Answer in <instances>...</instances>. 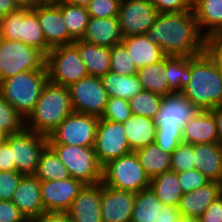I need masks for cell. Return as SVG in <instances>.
I'll return each instance as SVG.
<instances>
[{"instance_id": "obj_1", "label": "cell", "mask_w": 222, "mask_h": 222, "mask_svg": "<svg viewBox=\"0 0 222 222\" xmlns=\"http://www.w3.org/2000/svg\"><path fill=\"white\" fill-rule=\"evenodd\" d=\"M147 35L166 56H196L205 52L206 37L193 11L158 13Z\"/></svg>"}, {"instance_id": "obj_2", "label": "cell", "mask_w": 222, "mask_h": 222, "mask_svg": "<svg viewBox=\"0 0 222 222\" xmlns=\"http://www.w3.org/2000/svg\"><path fill=\"white\" fill-rule=\"evenodd\" d=\"M201 109L194 105L182 92L163 96L154 121L157 125L155 144L164 152L172 154L183 142L182 128Z\"/></svg>"}, {"instance_id": "obj_3", "label": "cell", "mask_w": 222, "mask_h": 222, "mask_svg": "<svg viewBox=\"0 0 222 222\" xmlns=\"http://www.w3.org/2000/svg\"><path fill=\"white\" fill-rule=\"evenodd\" d=\"M182 93L201 110L222 105V73L206 52L190 57V81Z\"/></svg>"}, {"instance_id": "obj_4", "label": "cell", "mask_w": 222, "mask_h": 222, "mask_svg": "<svg viewBox=\"0 0 222 222\" xmlns=\"http://www.w3.org/2000/svg\"><path fill=\"white\" fill-rule=\"evenodd\" d=\"M72 112L68 87L47 81L33 111L25 119V127L49 136Z\"/></svg>"}, {"instance_id": "obj_5", "label": "cell", "mask_w": 222, "mask_h": 222, "mask_svg": "<svg viewBox=\"0 0 222 222\" xmlns=\"http://www.w3.org/2000/svg\"><path fill=\"white\" fill-rule=\"evenodd\" d=\"M47 81V70L20 72L0 81V95L26 119L33 111Z\"/></svg>"}, {"instance_id": "obj_6", "label": "cell", "mask_w": 222, "mask_h": 222, "mask_svg": "<svg viewBox=\"0 0 222 222\" xmlns=\"http://www.w3.org/2000/svg\"><path fill=\"white\" fill-rule=\"evenodd\" d=\"M0 38L21 41L40 50L45 56L51 50L44 38L37 14L29 8H17L0 17Z\"/></svg>"}, {"instance_id": "obj_7", "label": "cell", "mask_w": 222, "mask_h": 222, "mask_svg": "<svg viewBox=\"0 0 222 222\" xmlns=\"http://www.w3.org/2000/svg\"><path fill=\"white\" fill-rule=\"evenodd\" d=\"M102 183L119 190L138 193L149 188L150 178L133 151L109 161L102 167Z\"/></svg>"}, {"instance_id": "obj_8", "label": "cell", "mask_w": 222, "mask_h": 222, "mask_svg": "<svg viewBox=\"0 0 222 222\" xmlns=\"http://www.w3.org/2000/svg\"><path fill=\"white\" fill-rule=\"evenodd\" d=\"M68 169L70 177L84 185L102 182V166L98 162L94 147L67 144H48Z\"/></svg>"}, {"instance_id": "obj_9", "label": "cell", "mask_w": 222, "mask_h": 222, "mask_svg": "<svg viewBox=\"0 0 222 222\" xmlns=\"http://www.w3.org/2000/svg\"><path fill=\"white\" fill-rule=\"evenodd\" d=\"M48 81L69 87L89 76L78 48L72 43L51 48L46 55Z\"/></svg>"}, {"instance_id": "obj_10", "label": "cell", "mask_w": 222, "mask_h": 222, "mask_svg": "<svg viewBox=\"0 0 222 222\" xmlns=\"http://www.w3.org/2000/svg\"><path fill=\"white\" fill-rule=\"evenodd\" d=\"M46 56L21 41L0 38V81L20 72L46 70Z\"/></svg>"}, {"instance_id": "obj_11", "label": "cell", "mask_w": 222, "mask_h": 222, "mask_svg": "<svg viewBox=\"0 0 222 222\" xmlns=\"http://www.w3.org/2000/svg\"><path fill=\"white\" fill-rule=\"evenodd\" d=\"M12 148L15 170L23 175H34L40 157L48 147V136L24 129L6 136L4 140Z\"/></svg>"}, {"instance_id": "obj_12", "label": "cell", "mask_w": 222, "mask_h": 222, "mask_svg": "<svg viewBox=\"0 0 222 222\" xmlns=\"http://www.w3.org/2000/svg\"><path fill=\"white\" fill-rule=\"evenodd\" d=\"M99 118L72 112L49 134L48 144L94 147Z\"/></svg>"}, {"instance_id": "obj_13", "label": "cell", "mask_w": 222, "mask_h": 222, "mask_svg": "<svg viewBox=\"0 0 222 222\" xmlns=\"http://www.w3.org/2000/svg\"><path fill=\"white\" fill-rule=\"evenodd\" d=\"M74 112L100 118L109 96L101 77L87 76L68 87Z\"/></svg>"}, {"instance_id": "obj_14", "label": "cell", "mask_w": 222, "mask_h": 222, "mask_svg": "<svg viewBox=\"0 0 222 222\" xmlns=\"http://www.w3.org/2000/svg\"><path fill=\"white\" fill-rule=\"evenodd\" d=\"M94 150L102 167L111 160L133 152L125 135L123 123L99 118Z\"/></svg>"}, {"instance_id": "obj_15", "label": "cell", "mask_w": 222, "mask_h": 222, "mask_svg": "<svg viewBox=\"0 0 222 222\" xmlns=\"http://www.w3.org/2000/svg\"><path fill=\"white\" fill-rule=\"evenodd\" d=\"M157 15L150 0H122L117 18L123 37L147 34Z\"/></svg>"}, {"instance_id": "obj_16", "label": "cell", "mask_w": 222, "mask_h": 222, "mask_svg": "<svg viewBox=\"0 0 222 222\" xmlns=\"http://www.w3.org/2000/svg\"><path fill=\"white\" fill-rule=\"evenodd\" d=\"M32 10L37 14L44 38L50 48L72 44L75 41L64 23L62 11L54 2L41 1Z\"/></svg>"}, {"instance_id": "obj_17", "label": "cell", "mask_w": 222, "mask_h": 222, "mask_svg": "<svg viewBox=\"0 0 222 222\" xmlns=\"http://www.w3.org/2000/svg\"><path fill=\"white\" fill-rule=\"evenodd\" d=\"M45 212H67L84 184L72 177L65 180L40 181Z\"/></svg>"}, {"instance_id": "obj_18", "label": "cell", "mask_w": 222, "mask_h": 222, "mask_svg": "<svg viewBox=\"0 0 222 222\" xmlns=\"http://www.w3.org/2000/svg\"><path fill=\"white\" fill-rule=\"evenodd\" d=\"M136 193L119 190L102 183V222H130Z\"/></svg>"}, {"instance_id": "obj_19", "label": "cell", "mask_w": 222, "mask_h": 222, "mask_svg": "<svg viewBox=\"0 0 222 222\" xmlns=\"http://www.w3.org/2000/svg\"><path fill=\"white\" fill-rule=\"evenodd\" d=\"M102 182L84 185L67 211L72 222H102Z\"/></svg>"}, {"instance_id": "obj_20", "label": "cell", "mask_w": 222, "mask_h": 222, "mask_svg": "<svg viewBox=\"0 0 222 222\" xmlns=\"http://www.w3.org/2000/svg\"><path fill=\"white\" fill-rule=\"evenodd\" d=\"M26 219H36L45 212L40 180L35 175H23L11 200Z\"/></svg>"}, {"instance_id": "obj_21", "label": "cell", "mask_w": 222, "mask_h": 222, "mask_svg": "<svg viewBox=\"0 0 222 222\" xmlns=\"http://www.w3.org/2000/svg\"><path fill=\"white\" fill-rule=\"evenodd\" d=\"M84 42L111 48L122 43L123 35L117 17H90L86 31L81 39Z\"/></svg>"}, {"instance_id": "obj_22", "label": "cell", "mask_w": 222, "mask_h": 222, "mask_svg": "<svg viewBox=\"0 0 222 222\" xmlns=\"http://www.w3.org/2000/svg\"><path fill=\"white\" fill-rule=\"evenodd\" d=\"M221 194L222 183L210 181L201 188L183 194L177 208L182 216L199 218Z\"/></svg>"}, {"instance_id": "obj_23", "label": "cell", "mask_w": 222, "mask_h": 222, "mask_svg": "<svg viewBox=\"0 0 222 222\" xmlns=\"http://www.w3.org/2000/svg\"><path fill=\"white\" fill-rule=\"evenodd\" d=\"M183 142L194 144L217 143L216 120L210 110H201L182 128Z\"/></svg>"}, {"instance_id": "obj_24", "label": "cell", "mask_w": 222, "mask_h": 222, "mask_svg": "<svg viewBox=\"0 0 222 222\" xmlns=\"http://www.w3.org/2000/svg\"><path fill=\"white\" fill-rule=\"evenodd\" d=\"M195 169L210 181L222 183V143L194 144Z\"/></svg>"}, {"instance_id": "obj_25", "label": "cell", "mask_w": 222, "mask_h": 222, "mask_svg": "<svg viewBox=\"0 0 222 222\" xmlns=\"http://www.w3.org/2000/svg\"><path fill=\"white\" fill-rule=\"evenodd\" d=\"M122 43L125 45L137 70L156 63L166 56L147 34L123 37Z\"/></svg>"}, {"instance_id": "obj_26", "label": "cell", "mask_w": 222, "mask_h": 222, "mask_svg": "<svg viewBox=\"0 0 222 222\" xmlns=\"http://www.w3.org/2000/svg\"><path fill=\"white\" fill-rule=\"evenodd\" d=\"M192 11L205 37L222 33V0H193Z\"/></svg>"}, {"instance_id": "obj_27", "label": "cell", "mask_w": 222, "mask_h": 222, "mask_svg": "<svg viewBox=\"0 0 222 222\" xmlns=\"http://www.w3.org/2000/svg\"><path fill=\"white\" fill-rule=\"evenodd\" d=\"M123 126L132 151L155 143L157 125L154 119L132 114Z\"/></svg>"}, {"instance_id": "obj_28", "label": "cell", "mask_w": 222, "mask_h": 222, "mask_svg": "<svg viewBox=\"0 0 222 222\" xmlns=\"http://www.w3.org/2000/svg\"><path fill=\"white\" fill-rule=\"evenodd\" d=\"M82 62L89 76L102 77L110 71V48L75 40Z\"/></svg>"}, {"instance_id": "obj_29", "label": "cell", "mask_w": 222, "mask_h": 222, "mask_svg": "<svg viewBox=\"0 0 222 222\" xmlns=\"http://www.w3.org/2000/svg\"><path fill=\"white\" fill-rule=\"evenodd\" d=\"M149 187L165 206L178 207L184 194L179 184L178 173L172 170L150 179Z\"/></svg>"}, {"instance_id": "obj_30", "label": "cell", "mask_w": 222, "mask_h": 222, "mask_svg": "<svg viewBox=\"0 0 222 222\" xmlns=\"http://www.w3.org/2000/svg\"><path fill=\"white\" fill-rule=\"evenodd\" d=\"M101 80L109 97H117L129 101L143 90L137 74L127 76L109 71L101 77Z\"/></svg>"}, {"instance_id": "obj_31", "label": "cell", "mask_w": 222, "mask_h": 222, "mask_svg": "<svg viewBox=\"0 0 222 222\" xmlns=\"http://www.w3.org/2000/svg\"><path fill=\"white\" fill-rule=\"evenodd\" d=\"M134 152L150 179L171 170V154L159 149L155 143L141 147Z\"/></svg>"}, {"instance_id": "obj_32", "label": "cell", "mask_w": 222, "mask_h": 222, "mask_svg": "<svg viewBox=\"0 0 222 222\" xmlns=\"http://www.w3.org/2000/svg\"><path fill=\"white\" fill-rule=\"evenodd\" d=\"M137 76L143 90L153 92L162 97L173 92L169 88L168 79L166 78L165 57L156 63L138 69Z\"/></svg>"}, {"instance_id": "obj_33", "label": "cell", "mask_w": 222, "mask_h": 222, "mask_svg": "<svg viewBox=\"0 0 222 222\" xmlns=\"http://www.w3.org/2000/svg\"><path fill=\"white\" fill-rule=\"evenodd\" d=\"M164 207L150 187L143 189L136 193L130 222H157Z\"/></svg>"}, {"instance_id": "obj_34", "label": "cell", "mask_w": 222, "mask_h": 222, "mask_svg": "<svg viewBox=\"0 0 222 222\" xmlns=\"http://www.w3.org/2000/svg\"><path fill=\"white\" fill-rule=\"evenodd\" d=\"M62 11L64 23L74 40H81L86 31L90 15L87 7L72 5L63 1L54 2Z\"/></svg>"}, {"instance_id": "obj_35", "label": "cell", "mask_w": 222, "mask_h": 222, "mask_svg": "<svg viewBox=\"0 0 222 222\" xmlns=\"http://www.w3.org/2000/svg\"><path fill=\"white\" fill-rule=\"evenodd\" d=\"M168 86L173 92H182L190 81V57L165 56Z\"/></svg>"}, {"instance_id": "obj_36", "label": "cell", "mask_w": 222, "mask_h": 222, "mask_svg": "<svg viewBox=\"0 0 222 222\" xmlns=\"http://www.w3.org/2000/svg\"><path fill=\"white\" fill-rule=\"evenodd\" d=\"M34 175L40 181L65 180L70 177L66 166L49 146L42 153Z\"/></svg>"}, {"instance_id": "obj_37", "label": "cell", "mask_w": 222, "mask_h": 222, "mask_svg": "<svg viewBox=\"0 0 222 222\" xmlns=\"http://www.w3.org/2000/svg\"><path fill=\"white\" fill-rule=\"evenodd\" d=\"M25 128V119L0 95V132L10 136Z\"/></svg>"}, {"instance_id": "obj_38", "label": "cell", "mask_w": 222, "mask_h": 222, "mask_svg": "<svg viewBox=\"0 0 222 222\" xmlns=\"http://www.w3.org/2000/svg\"><path fill=\"white\" fill-rule=\"evenodd\" d=\"M162 96L142 90L129 100L132 114L154 119L158 113Z\"/></svg>"}, {"instance_id": "obj_39", "label": "cell", "mask_w": 222, "mask_h": 222, "mask_svg": "<svg viewBox=\"0 0 222 222\" xmlns=\"http://www.w3.org/2000/svg\"><path fill=\"white\" fill-rule=\"evenodd\" d=\"M110 71L127 76L137 74L138 70L123 43L110 48Z\"/></svg>"}, {"instance_id": "obj_40", "label": "cell", "mask_w": 222, "mask_h": 222, "mask_svg": "<svg viewBox=\"0 0 222 222\" xmlns=\"http://www.w3.org/2000/svg\"><path fill=\"white\" fill-rule=\"evenodd\" d=\"M132 116L129 101L117 97H109L101 119L124 123Z\"/></svg>"}, {"instance_id": "obj_41", "label": "cell", "mask_w": 222, "mask_h": 222, "mask_svg": "<svg viewBox=\"0 0 222 222\" xmlns=\"http://www.w3.org/2000/svg\"><path fill=\"white\" fill-rule=\"evenodd\" d=\"M193 145L180 142L171 154V170L177 173L195 169Z\"/></svg>"}, {"instance_id": "obj_42", "label": "cell", "mask_w": 222, "mask_h": 222, "mask_svg": "<svg viewBox=\"0 0 222 222\" xmlns=\"http://www.w3.org/2000/svg\"><path fill=\"white\" fill-rule=\"evenodd\" d=\"M121 0H92L87 6L90 17H117Z\"/></svg>"}, {"instance_id": "obj_43", "label": "cell", "mask_w": 222, "mask_h": 222, "mask_svg": "<svg viewBox=\"0 0 222 222\" xmlns=\"http://www.w3.org/2000/svg\"><path fill=\"white\" fill-rule=\"evenodd\" d=\"M178 178L184 194L201 188L210 182V180L197 169L179 172Z\"/></svg>"}, {"instance_id": "obj_44", "label": "cell", "mask_w": 222, "mask_h": 222, "mask_svg": "<svg viewBox=\"0 0 222 222\" xmlns=\"http://www.w3.org/2000/svg\"><path fill=\"white\" fill-rule=\"evenodd\" d=\"M23 174L16 170L0 171V200L11 201Z\"/></svg>"}, {"instance_id": "obj_45", "label": "cell", "mask_w": 222, "mask_h": 222, "mask_svg": "<svg viewBox=\"0 0 222 222\" xmlns=\"http://www.w3.org/2000/svg\"><path fill=\"white\" fill-rule=\"evenodd\" d=\"M158 13L186 12L192 10L193 0H150Z\"/></svg>"}, {"instance_id": "obj_46", "label": "cell", "mask_w": 222, "mask_h": 222, "mask_svg": "<svg viewBox=\"0 0 222 222\" xmlns=\"http://www.w3.org/2000/svg\"><path fill=\"white\" fill-rule=\"evenodd\" d=\"M25 216L12 201L0 200V222H24Z\"/></svg>"}, {"instance_id": "obj_47", "label": "cell", "mask_w": 222, "mask_h": 222, "mask_svg": "<svg viewBox=\"0 0 222 222\" xmlns=\"http://www.w3.org/2000/svg\"><path fill=\"white\" fill-rule=\"evenodd\" d=\"M205 52L213 59L216 65H222V33L206 37Z\"/></svg>"}, {"instance_id": "obj_48", "label": "cell", "mask_w": 222, "mask_h": 222, "mask_svg": "<svg viewBox=\"0 0 222 222\" xmlns=\"http://www.w3.org/2000/svg\"><path fill=\"white\" fill-rule=\"evenodd\" d=\"M201 222H222V194L199 217Z\"/></svg>"}, {"instance_id": "obj_49", "label": "cell", "mask_w": 222, "mask_h": 222, "mask_svg": "<svg viewBox=\"0 0 222 222\" xmlns=\"http://www.w3.org/2000/svg\"><path fill=\"white\" fill-rule=\"evenodd\" d=\"M15 170V161H13L12 148L3 141L0 144V171Z\"/></svg>"}, {"instance_id": "obj_50", "label": "cell", "mask_w": 222, "mask_h": 222, "mask_svg": "<svg viewBox=\"0 0 222 222\" xmlns=\"http://www.w3.org/2000/svg\"><path fill=\"white\" fill-rule=\"evenodd\" d=\"M35 220L37 222H72L67 212H44Z\"/></svg>"}, {"instance_id": "obj_51", "label": "cell", "mask_w": 222, "mask_h": 222, "mask_svg": "<svg viewBox=\"0 0 222 222\" xmlns=\"http://www.w3.org/2000/svg\"><path fill=\"white\" fill-rule=\"evenodd\" d=\"M181 216L177 207L165 206L158 214L157 222H177Z\"/></svg>"}, {"instance_id": "obj_52", "label": "cell", "mask_w": 222, "mask_h": 222, "mask_svg": "<svg viewBox=\"0 0 222 222\" xmlns=\"http://www.w3.org/2000/svg\"><path fill=\"white\" fill-rule=\"evenodd\" d=\"M216 120L218 143H222V105L210 110Z\"/></svg>"}, {"instance_id": "obj_53", "label": "cell", "mask_w": 222, "mask_h": 222, "mask_svg": "<svg viewBox=\"0 0 222 222\" xmlns=\"http://www.w3.org/2000/svg\"><path fill=\"white\" fill-rule=\"evenodd\" d=\"M17 8L13 0H0V17L12 13Z\"/></svg>"}, {"instance_id": "obj_54", "label": "cell", "mask_w": 222, "mask_h": 222, "mask_svg": "<svg viewBox=\"0 0 222 222\" xmlns=\"http://www.w3.org/2000/svg\"><path fill=\"white\" fill-rule=\"evenodd\" d=\"M18 8L32 9L35 5L41 2V0H13Z\"/></svg>"}, {"instance_id": "obj_55", "label": "cell", "mask_w": 222, "mask_h": 222, "mask_svg": "<svg viewBox=\"0 0 222 222\" xmlns=\"http://www.w3.org/2000/svg\"><path fill=\"white\" fill-rule=\"evenodd\" d=\"M63 2L72 4V5L87 7L92 2V0H63Z\"/></svg>"}, {"instance_id": "obj_56", "label": "cell", "mask_w": 222, "mask_h": 222, "mask_svg": "<svg viewBox=\"0 0 222 222\" xmlns=\"http://www.w3.org/2000/svg\"><path fill=\"white\" fill-rule=\"evenodd\" d=\"M177 222H201L199 218L196 217H188V216H180Z\"/></svg>"}, {"instance_id": "obj_57", "label": "cell", "mask_w": 222, "mask_h": 222, "mask_svg": "<svg viewBox=\"0 0 222 222\" xmlns=\"http://www.w3.org/2000/svg\"><path fill=\"white\" fill-rule=\"evenodd\" d=\"M5 135L0 132V144L5 140Z\"/></svg>"}, {"instance_id": "obj_58", "label": "cell", "mask_w": 222, "mask_h": 222, "mask_svg": "<svg viewBox=\"0 0 222 222\" xmlns=\"http://www.w3.org/2000/svg\"><path fill=\"white\" fill-rule=\"evenodd\" d=\"M42 2H58V1H63V0H41Z\"/></svg>"}, {"instance_id": "obj_59", "label": "cell", "mask_w": 222, "mask_h": 222, "mask_svg": "<svg viewBox=\"0 0 222 222\" xmlns=\"http://www.w3.org/2000/svg\"><path fill=\"white\" fill-rule=\"evenodd\" d=\"M24 222H37L35 219H26Z\"/></svg>"}, {"instance_id": "obj_60", "label": "cell", "mask_w": 222, "mask_h": 222, "mask_svg": "<svg viewBox=\"0 0 222 222\" xmlns=\"http://www.w3.org/2000/svg\"><path fill=\"white\" fill-rule=\"evenodd\" d=\"M217 66L220 68L221 73H222V65H217Z\"/></svg>"}]
</instances>
